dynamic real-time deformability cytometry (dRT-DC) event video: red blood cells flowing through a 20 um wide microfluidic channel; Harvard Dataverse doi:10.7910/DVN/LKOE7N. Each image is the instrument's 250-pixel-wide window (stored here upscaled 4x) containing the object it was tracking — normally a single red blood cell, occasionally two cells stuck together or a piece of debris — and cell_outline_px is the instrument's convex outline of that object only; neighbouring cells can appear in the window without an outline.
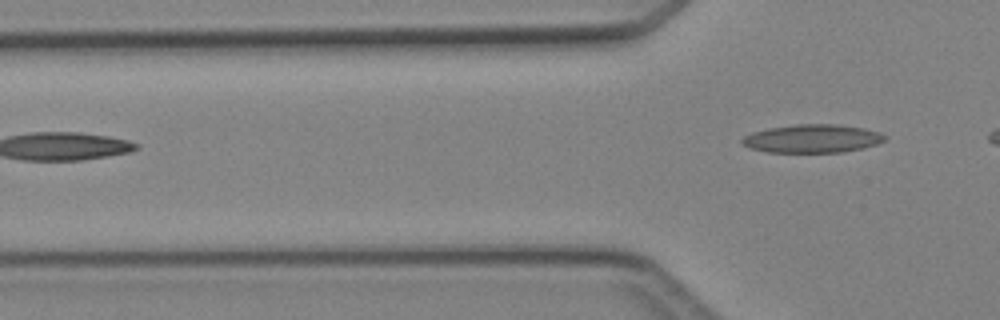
{"species": "Egyptian fruit bat (a non-hibernating species)", "species_latin": "Rousettus aegyptiacus", "temperature_condition": "cold", "stored_images_in_passage": 3, "camera_frame_rate_fps": 3000, "um_per_image_px": 0.085, "animal": {"sex": "female"}, "frame": {"image": 1, "passage_image": 3, "time_ms": 2.333, "image_size_px": [1000, 320], "cell_outline_px": [[888, 136], [884, 140], [876, 144], [844, 152], [768, 152], [748, 148], [740, 144], [740, 140], [744, 136], [752, 132], [768, 128], [796, 124], [836, 124], [864, 128], [880, 132]], "centroid_in_image_um": [69.01, 11.78], "position_along_channel_um": 56.8, "area_um2": 23.64}}